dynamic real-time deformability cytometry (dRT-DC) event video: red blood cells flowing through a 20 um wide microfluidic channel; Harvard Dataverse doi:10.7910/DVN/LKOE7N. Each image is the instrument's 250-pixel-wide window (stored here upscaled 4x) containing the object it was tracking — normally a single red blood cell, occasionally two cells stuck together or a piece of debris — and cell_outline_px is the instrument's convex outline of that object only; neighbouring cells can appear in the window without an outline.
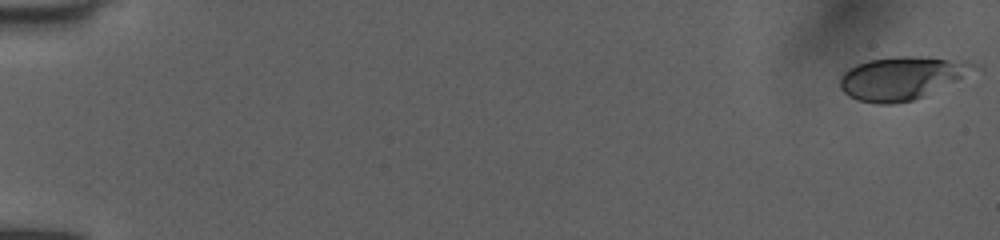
{"species": "human", "species_latin": "Homo sapiens", "temperature_condition": "room temperature", "stored_images_in_passage": 52, "camera_frame_rate_fps": 3000, "um_per_image_px": 0.085, "donor": {"sex": "female"}, "frame": {"image": 1, "passage_image": 1, "time_ms": 0.0, "image_size_px": [1000, 240], "cell_outline_px": [[980, 68], [924, 96], [912, 100], [892, 104], [876, 104], [860, 100], [848, 96], [840, 88], [840, 76], [848, 68], [856, 64], [868, 60], [896, 56], [916, 56], [968, 60], [980, 64]], "centroid_in_image_um": [76.66, 6.61], "position_along_channel_um": 8.3, "area_um2": 33.7}}
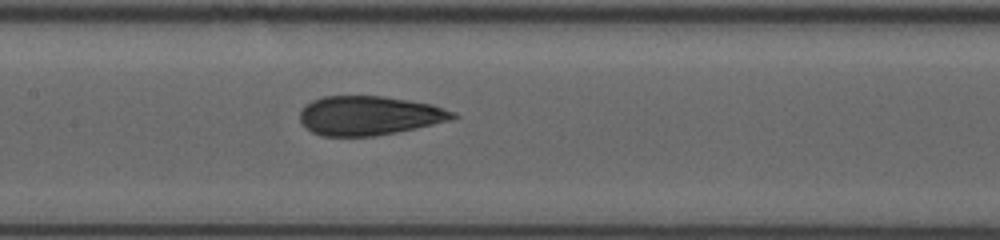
{"frame": {"image": 2, "passage_image": 27, "time_ms": 8.667, "image_size_px": [1000, 240], "cell_outline_px": [[460, 116], [452, 120], [416, 128], [376, 136], [320, 136], [312, 132], [300, 124], [300, 112], [312, 100], [324, 96], [384, 96], [432, 104], [456, 112]], "centroid_in_image_um": [31.4, 9.83], "position_along_channel_um": 176.0, "area_um2": 35.08}}
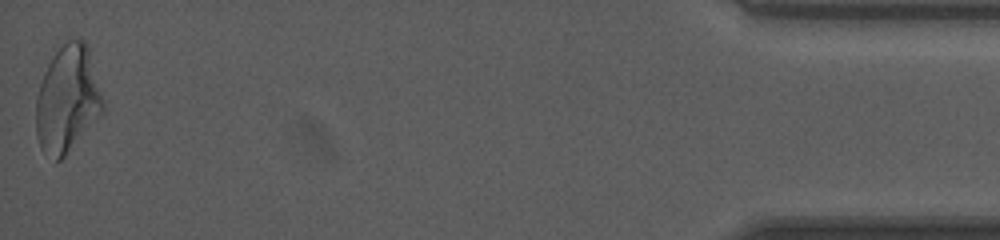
{"frame": {"image": 3, "passage_image": 52, "time_ms": 17.0, "image_size_px": [1000, 240], "cell_outline_px": [[104, 108], [64, 156], [60, 160], [56, 160], [40, 148], [36, 136], [36, 96], [44, 72], [52, 56], [68, 40], [84, 40], [88, 44], [104, 100]], "centroid_in_image_um": [5.72, 8.4], "position_along_channel_um": 429.5, "area_um2": 40.98}, "authors_computed_cell_mechanics": {"area_um2": 35.1713, "velocity_mm_per_s": 4.0575, "shape_relaxation_time_tau1_ms": 7.5042, "shape_relaxation_time_tau2_ms": 1.1251, "deformation_change_tau1": 0.2177, "deformation_change_tau2": 0.0814}}